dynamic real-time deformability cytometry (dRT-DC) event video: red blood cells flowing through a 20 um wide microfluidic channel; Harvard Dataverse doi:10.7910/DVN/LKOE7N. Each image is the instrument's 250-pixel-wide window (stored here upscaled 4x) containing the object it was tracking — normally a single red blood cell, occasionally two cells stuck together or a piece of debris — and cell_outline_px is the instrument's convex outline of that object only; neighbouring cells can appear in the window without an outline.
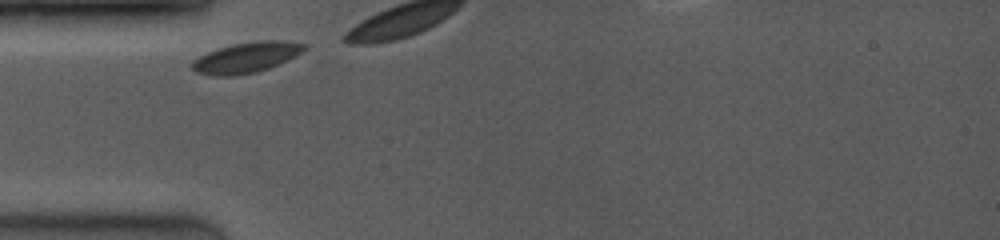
{"species": "common noctule bat (a hibernating species)", "species_latin": "Nyctalus noctula", "temperature_condition": "room temperature", "stored_images_in_passage": 26, "camera_frame_rate_fps": 4000, "um_per_image_px": 0.085, "animal": {"sex": "female", "body_mass_g": 19.0, "forearm_length_mm": 53.3}, "frame": {"image": 1, "passage_image": 1, "time_ms": 0.0, "image_size_px": [1000, 240], "cell_outline_px": [[304, 48], [300, 52], [268, 68], [256, 72], [228, 76], [216, 76], [196, 72], [192, 68], [192, 60], [208, 52], [220, 48], [236, 44], [256, 40], [280, 40], [304, 44]], "centroid_in_image_um": [20.86, 4.89], "position_along_channel_um": 64.1, "area_um2": 19.25}}
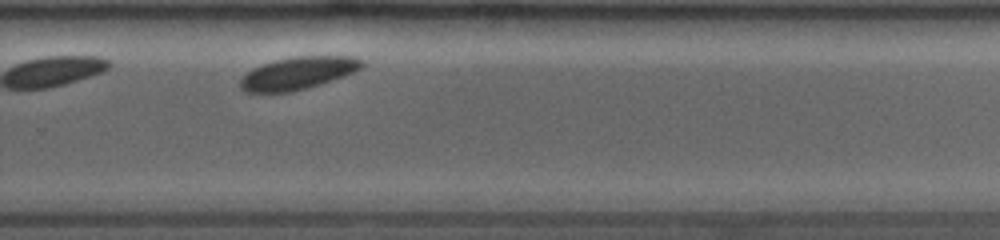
{"frame": {"image": 2, "passage_image": 15, "time_ms": 3.5, "image_size_px": [1000, 240], "cell_outline_px": [[364, 64], [360, 68], [352, 72], [292, 92], [248, 92], [240, 88], [240, 80], [252, 68], [276, 60], [296, 56], [352, 56], [360, 60]], "centroid_in_image_um": [25.27, 6.21], "position_along_channel_um": 304.5, "area_um2": 22.25}}
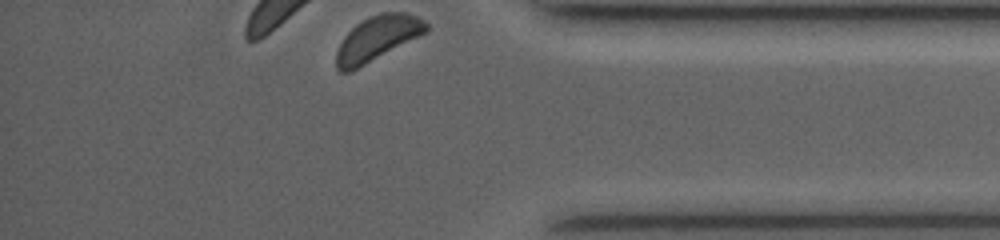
{"frame": {"image": 3, "passage_image": 26, "time_ms": 6.25, "image_size_px": [1000, 240], "cell_outline_px": [[428, 32], [348, 72], [340, 72], [336, 68], [336, 52], [344, 36], [356, 24], [368, 16], [380, 12], [404, 12], [416, 16], [424, 20], [428, 24]], "centroid_in_image_um": [32.08, 3.23], "position_along_channel_um": 403.1, "area_um2": 23.18}}